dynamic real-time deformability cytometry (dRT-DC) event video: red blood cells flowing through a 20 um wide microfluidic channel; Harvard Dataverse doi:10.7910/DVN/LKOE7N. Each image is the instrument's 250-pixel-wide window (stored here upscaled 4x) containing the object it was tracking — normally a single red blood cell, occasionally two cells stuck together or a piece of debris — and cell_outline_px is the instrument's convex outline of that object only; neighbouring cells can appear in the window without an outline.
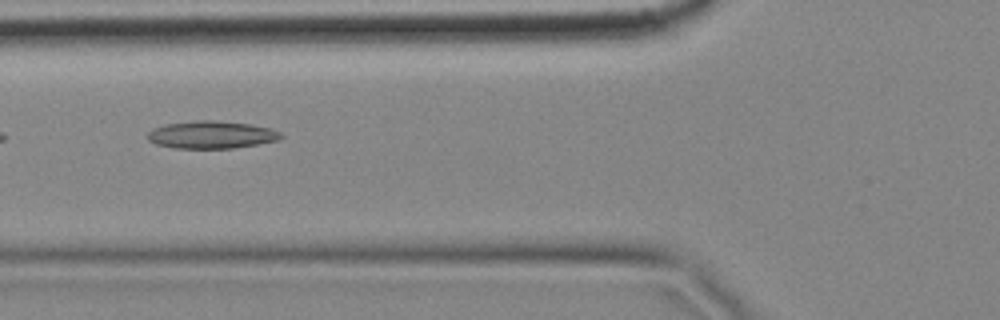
{"species": "common noctule bat (a hibernating species)", "species_latin": "Nyctalus noctula", "temperature_condition": "cold", "stored_images_in_passage": 13, "camera_frame_rate_fps": 3000, "um_per_image_px": 0.085, "animal": {"sex": "female", "body_mass_g": 18.4}, "frame": {"image": 1, "passage_image": 4, "time_ms": 1.0, "image_size_px": [1000, 320], "cell_outline_px": [[284, 136], [276, 140], [256, 144], [232, 148], [172, 148], [156, 144], [148, 140], [148, 132], [152, 128], [164, 124], [196, 120], [212, 120], [248, 124], [272, 128], [280, 132]], "centroid_in_image_um": [17.93, 11.45], "position_along_channel_um": 107.9, "area_um2": 21.33}}
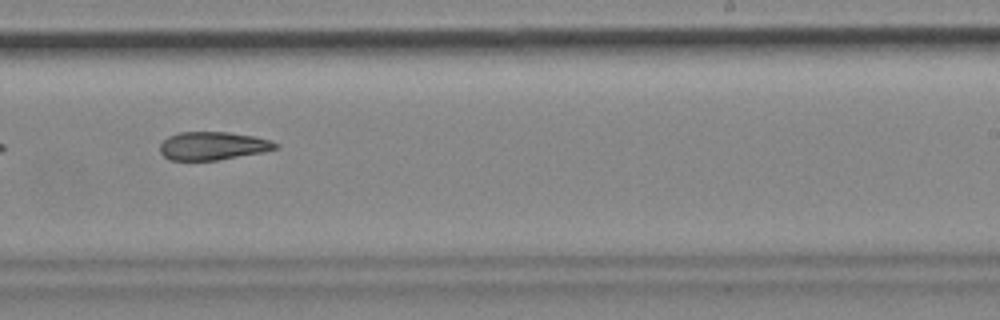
{"frame": {"image": 2, "passage_image": 8, "time_ms": 2.333, "image_size_px": [1000, 320], "cell_outline_px": [[280, 144], [276, 148], [264, 152], [216, 160], [172, 160], [164, 156], [160, 152], [160, 144], [168, 136], [180, 132], [228, 132], [252, 136], [272, 140]], "centroid_in_image_um": [18.1, 12.39], "position_along_channel_um": 270.9, "area_um2": 18.9}}